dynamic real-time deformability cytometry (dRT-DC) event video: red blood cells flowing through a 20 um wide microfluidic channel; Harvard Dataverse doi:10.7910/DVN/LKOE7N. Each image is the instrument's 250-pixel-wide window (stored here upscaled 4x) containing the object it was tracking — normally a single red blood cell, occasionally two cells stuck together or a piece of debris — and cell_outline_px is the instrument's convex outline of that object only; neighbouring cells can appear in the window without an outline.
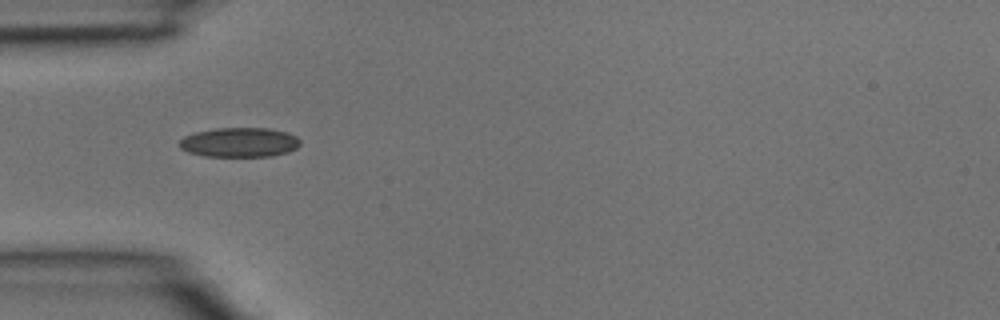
{"species": "common noctule bat (a hibernating species)", "species_latin": "Nyctalus noctula", "temperature_condition": "room temperature", "stored_images_in_passage": 2, "camera_frame_rate_fps": 3000, "um_per_image_px": 0.085, "animal": {"sex": "male", "body_mass_g": 15.6}, "frame": {"image": 1, "passage_image": 1, "time_ms": 0.0, "image_size_px": [1000, 320], "cell_outline_px": [[300, 144], [296, 148], [288, 152], [272, 156], [204, 156], [188, 152], [180, 148], [180, 140], [184, 136], [196, 132], [216, 128], [268, 128], [288, 132], [296, 136], [300, 140]], "centroid_in_image_um": [20.37, 12.09], "position_along_channel_um": 64.6, "area_um2": 20.81}}